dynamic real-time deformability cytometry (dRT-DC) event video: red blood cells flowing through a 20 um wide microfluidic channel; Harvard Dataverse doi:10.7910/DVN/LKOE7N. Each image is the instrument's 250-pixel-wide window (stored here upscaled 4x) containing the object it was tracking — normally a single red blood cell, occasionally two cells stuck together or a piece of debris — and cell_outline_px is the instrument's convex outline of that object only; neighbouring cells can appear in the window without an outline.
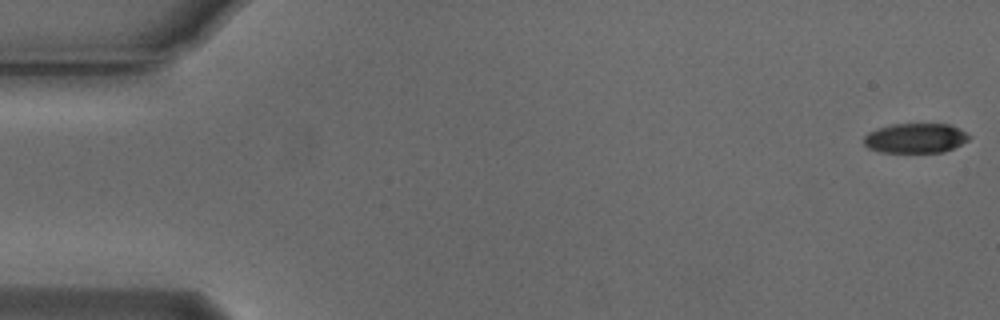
{"species": "Egyptian fruit bat (a non-hibernating species)", "species_latin": "Rousettus aegyptiacus", "temperature_condition": "cold", "stored_images_in_passage": 17, "camera_frame_rate_fps": 3000, "um_per_image_px": 0.085, "animal": {"sex": "male"}, "frame": {"image": 1, "passage_image": 1, "time_ms": 0.0, "image_size_px": [1000, 320], "cell_outline_px": [[972, 136], [968, 140], [944, 152], [880, 152], [868, 148], [864, 144], [864, 136], [868, 132], [892, 124], [948, 124]], "centroid_in_image_um": [77.79, 11.75], "position_along_channel_um": 7.2, "area_um2": 18.03}}
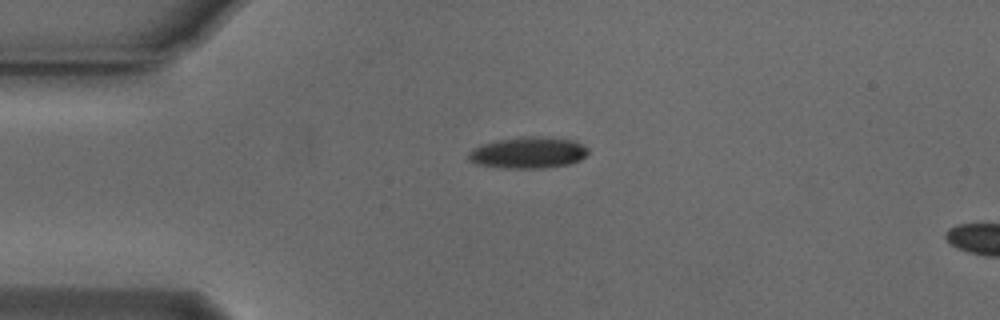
{"frame": {"image": 2, "passage_image": 13, "time_ms": 4.0, "image_size_px": [1000, 320], "cell_outline_px": [[588, 152], [580, 160], [572, 164], [544, 168], [504, 168], [476, 164], [468, 160], [468, 152], [480, 144], [500, 140], [524, 136], [536, 136], [572, 140], [588, 148]], "centroid_in_image_um": [44.87, 12.99], "position_along_channel_um": 40.1, "area_um2": 21.85}}